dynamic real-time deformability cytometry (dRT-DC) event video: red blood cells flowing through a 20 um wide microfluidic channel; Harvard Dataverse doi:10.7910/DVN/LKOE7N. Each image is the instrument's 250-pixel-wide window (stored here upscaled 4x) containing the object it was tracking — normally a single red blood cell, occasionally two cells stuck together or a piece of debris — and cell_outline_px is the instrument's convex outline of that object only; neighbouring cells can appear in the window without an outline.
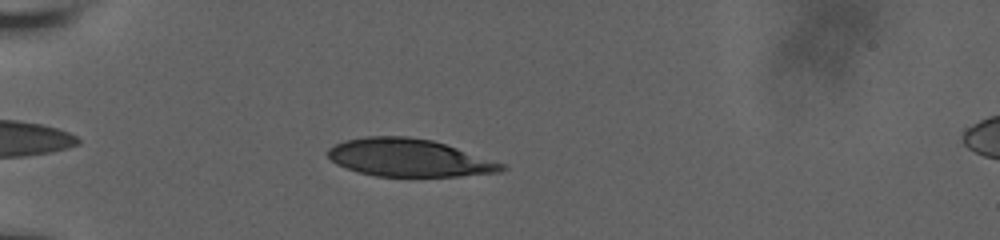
{"species": "human", "species_latin": "Homo sapiens", "temperature_condition": "room temperature", "stored_images_in_passage": 6, "camera_frame_rate_fps": 3000, "um_per_image_px": 0.085, "donor": {"sex": "male"}, "frame": {"image": 1, "passage_image": 4, "time_ms": 1.0, "image_size_px": [1000, 240], "cell_outline_px": [[508, 168], [500, 172], [460, 176], [376, 176], [360, 172], [336, 164], [328, 156], [328, 148], [344, 140], [368, 136], [408, 136], [432, 140], [508, 164]], "centroid_in_image_um": [34.82, 13.41], "position_along_channel_um": 50.2, "area_um2": 38.15}}
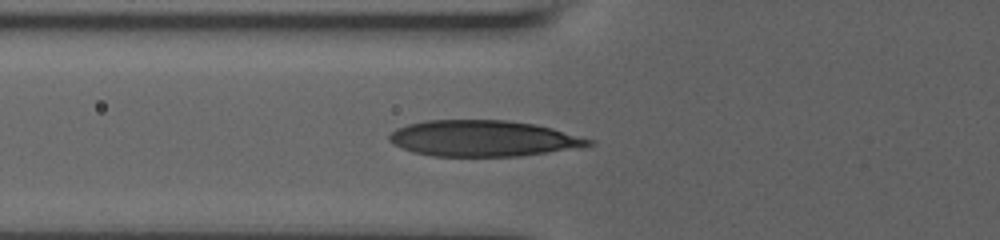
{"frame": {"image": 2, "passage_image": 6, "time_ms": 1.667, "image_size_px": [1000, 240], "cell_outline_px": [[596, 144], [584, 148], [520, 156], [436, 156], [412, 152], [392, 144], [388, 140], [388, 136], [396, 128], [408, 124], [424, 120], [508, 120], [536, 124], [552, 128], [596, 140]], "centroid_in_image_um": [41.14, 11.77], "position_along_channel_um": 84.7, "area_um2": 42.48}}